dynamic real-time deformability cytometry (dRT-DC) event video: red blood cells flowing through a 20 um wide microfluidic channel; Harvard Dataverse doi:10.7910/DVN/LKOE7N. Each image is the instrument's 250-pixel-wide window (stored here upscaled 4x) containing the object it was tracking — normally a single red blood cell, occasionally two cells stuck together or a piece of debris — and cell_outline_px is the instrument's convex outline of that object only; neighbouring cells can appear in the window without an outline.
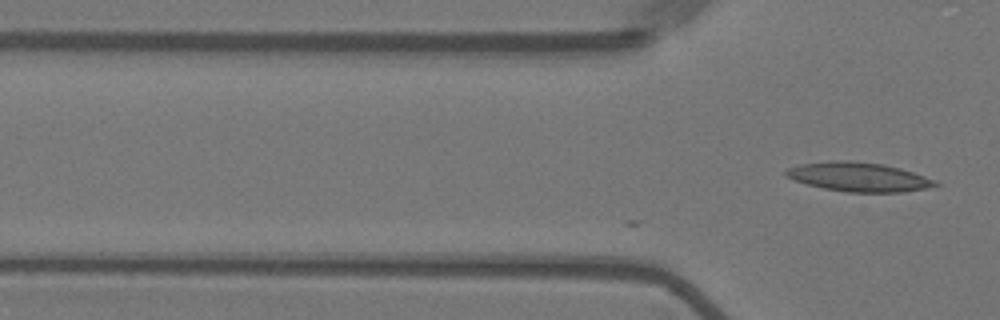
{"species": "Egyptian fruit bat (a non-hibernating species)", "species_latin": "Rousettus aegyptiacus", "temperature_condition": "warm", "stored_images_in_passage": 2, "camera_frame_rate_fps": 3000, "um_per_image_px": 0.085, "animal": {"sex": "female"}, "frame": {"image": 1, "passage_image": 2, "time_ms": 0.333, "image_size_px": [1000, 320], "cell_outline_px": [[940, 184], [924, 188], [904, 192], [848, 192], [824, 188], [792, 180], [784, 176], [784, 172], [788, 168], [800, 164], [832, 160], [848, 160], [884, 164], [900, 168], [924, 176]], "centroid_in_image_um": [72.92, 15.03], "position_along_channel_um": 52.9, "area_um2": 25.2}}